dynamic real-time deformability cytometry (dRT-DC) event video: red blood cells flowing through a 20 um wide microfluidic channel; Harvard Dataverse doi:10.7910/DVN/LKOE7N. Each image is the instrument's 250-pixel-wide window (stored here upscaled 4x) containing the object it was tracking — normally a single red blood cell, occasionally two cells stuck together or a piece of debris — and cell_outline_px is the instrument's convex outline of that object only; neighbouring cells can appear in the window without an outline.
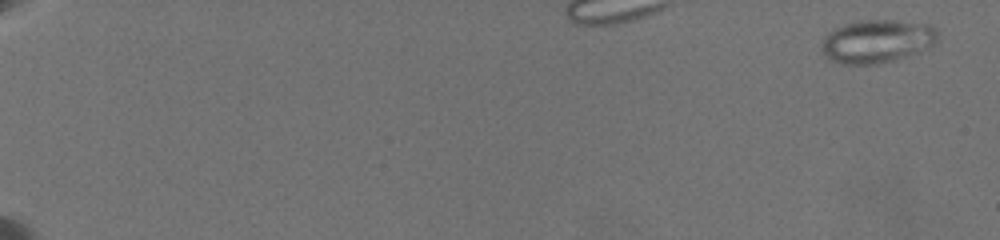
{"species": "common noctule bat (a hibernating species)", "species_latin": "Nyctalus noctula", "temperature_condition": "warm", "stored_images_in_passage": 42, "camera_frame_rate_fps": 3000, "um_per_image_px": 0.085, "animal": {"sex": "female", "body_mass_g": 19.5, "forearm_length_mm": 54.1}, "frame": {"image": 1, "passage_image": 2, "time_ms": 0.333, "image_size_px": [1000, 240], "cell_outline_px": [[940, 40], [932, 48], [896, 60], [880, 64], [840, 64], [824, 60], [820, 48], [820, 44], [824, 36], [832, 28], [844, 24], [860, 20], [896, 20], [932, 24], [940, 32]], "centroid_in_image_um": [74.57, 3.52], "position_along_channel_um": 10.4, "area_um2": 30.63}}
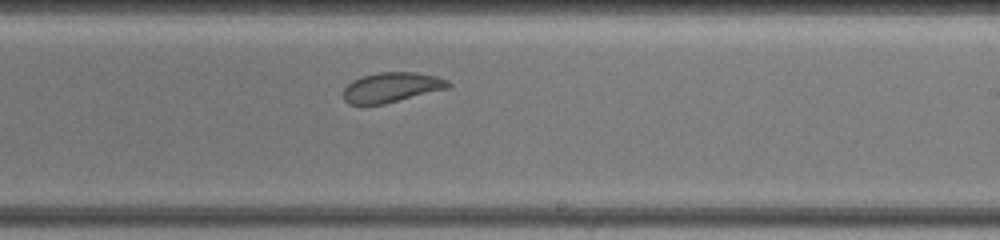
{"frame": {"image": 2, "passage_image": 28, "time_ms": 10.0, "image_size_px": [1000, 240], "cell_outline_px": [[452, 84], [448, 88], [384, 104], [348, 104], [344, 100], [344, 88], [352, 80], [364, 76], [380, 72], [416, 72], [436, 76], [448, 80]], "centroid_in_image_um": [33.29, 7.42], "position_along_channel_um": 255.7, "area_um2": 18.15}}
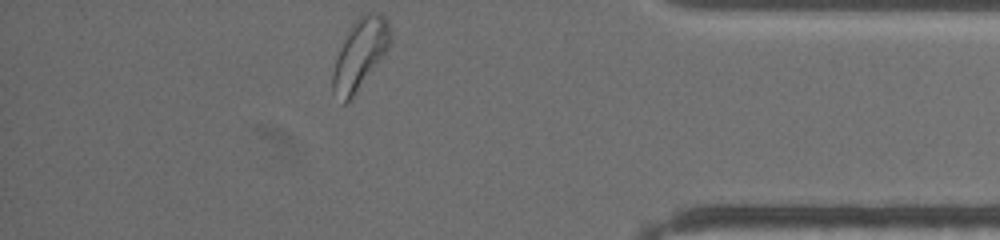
{"frame": {"image": 3, "passage_image": 42, "time_ms": 15.0, "image_size_px": [1000, 240], "cell_outline_px": [[392, 40], [388, 48], [352, 96], [344, 104], [332, 92], [332, 72], [340, 48], [348, 28], [364, 12], [380, 12], [388, 20], [392, 36]], "centroid_in_image_um": [30.6, 4.52], "position_along_channel_um": 404.6, "area_um2": 23.18}}